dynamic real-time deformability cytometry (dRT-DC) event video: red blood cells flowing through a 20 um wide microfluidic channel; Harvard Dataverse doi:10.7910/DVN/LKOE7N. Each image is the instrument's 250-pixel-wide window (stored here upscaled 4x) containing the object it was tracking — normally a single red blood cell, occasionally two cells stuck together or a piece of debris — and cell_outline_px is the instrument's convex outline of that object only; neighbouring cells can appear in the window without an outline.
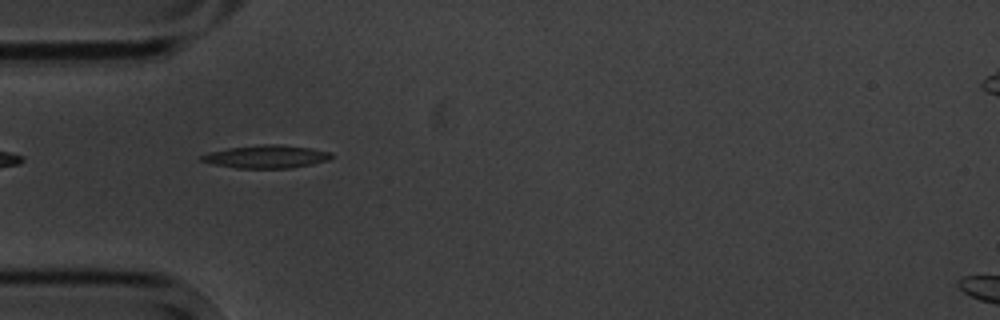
{"species": "common noctule bat (a hibernating species)", "species_latin": "Nyctalus noctula", "temperature_condition": "cold", "stored_images_in_passage": 5, "segment_of_instrument_passage": [2, 2], "camera_frame_rate_fps": 3000, "um_per_image_px": 0.085, "animal": {"sex": "male", "body_mass_g": 20.1, "forearm_length_mm": 53.5}, "frame": {"image": 1, "passage_image": 4, "time_ms": 3.333, "image_size_px": [1000, 320], "cell_outline_px": [[332, 156], [328, 160], [312, 164], [288, 168], [236, 168], [212, 164], [200, 160], [200, 156], [208, 152], [228, 148], [264, 144], [276, 144], [308, 148], [332, 152]], "centroid_in_image_um": [22.6, 13.32], "position_along_channel_um": 62.4, "area_um2": 17.22}}
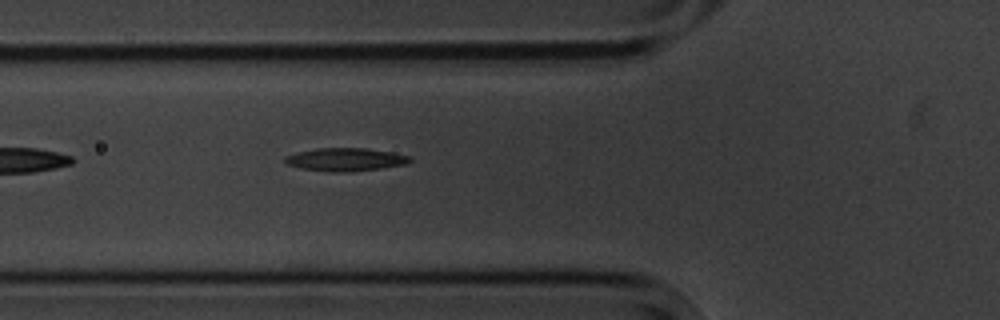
{"frame": {"image": 2, "passage_image": 5, "time_ms": 4.333, "image_size_px": [1000, 320], "cell_outline_px": [[412, 160], [404, 164], [380, 168], [348, 172], [328, 172], [300, 168], [288, 164], [284, 160], [284, 156], [296, 152], [316, 148], [364, 148], [392, 152], [408, 156]], "centroid_in_image_um": [29.3, 13.55], "position_along_channel_um": 96.5, "area_um2": 16.7}}